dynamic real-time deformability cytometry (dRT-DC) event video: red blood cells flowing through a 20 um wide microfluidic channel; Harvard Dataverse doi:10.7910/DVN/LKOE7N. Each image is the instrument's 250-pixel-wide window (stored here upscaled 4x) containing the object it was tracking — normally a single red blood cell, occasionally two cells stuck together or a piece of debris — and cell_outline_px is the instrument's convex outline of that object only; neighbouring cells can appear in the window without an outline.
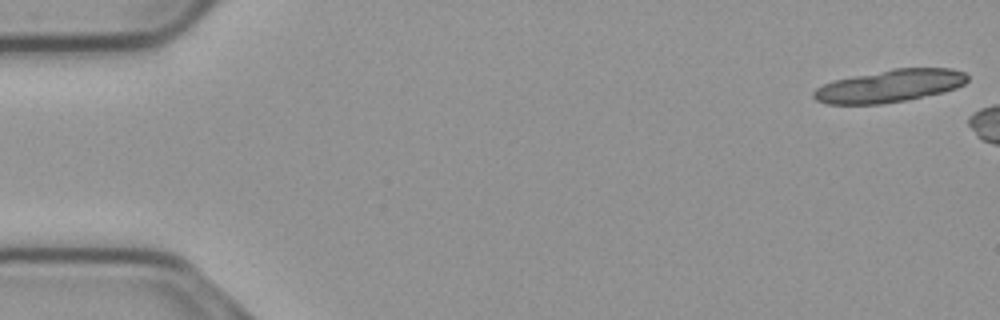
{"species": "common noctule bat (a hibernating species)", "species_latin": "Nyctalus noctula", "temperature_condition": "cold", "stored_images_in_passage": 6, "camera_frame_rate_fps": 3000, "um_per_image_px": 0.085, "animal": {"sex": "male", "body_mass_g": 23.1, "forearm_length_mm": 52.7}, "frame": {"image": 1, "passage_image": 1, "time_ms": 0.0, "image_size_px": [1000, 320], "cell_outline_px": [[968, 80], [964, 84], [956, 88], [944, 92], [884, 104], [828, 104], [816, 100], [812, 96], [812, 92], [816, 88], [824, 84], [836, 80], [892, 68], [952, 68], [964, 72], [968, 76]], "centroid_in_image_um": [75.64, 7.3], "position_along_channel_um": 9.4, "area_um2": 29.07}}